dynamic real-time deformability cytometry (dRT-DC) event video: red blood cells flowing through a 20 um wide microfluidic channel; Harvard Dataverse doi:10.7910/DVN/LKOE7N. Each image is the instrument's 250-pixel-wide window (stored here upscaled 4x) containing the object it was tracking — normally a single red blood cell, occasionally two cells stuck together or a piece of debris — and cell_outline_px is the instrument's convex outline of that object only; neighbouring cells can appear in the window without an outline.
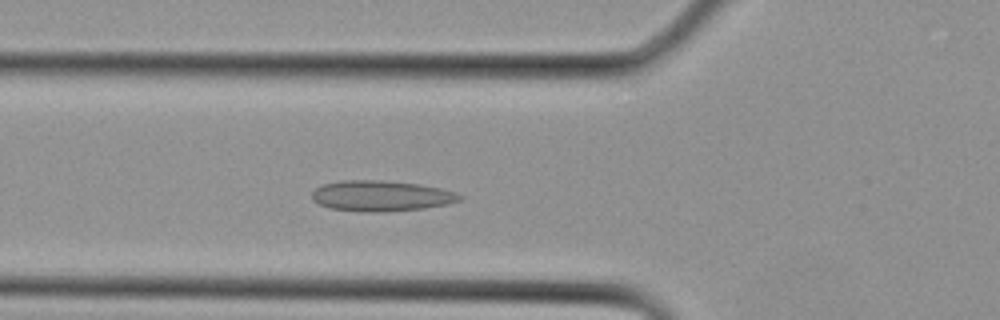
{"species": "Egyptian fruit bat (a non-hibernating species)", "species_latin": "Rousettus aegyptiacus", "temperature_condition": "cold", "stored_images_in_passage": 28, "camera_frame_rate_fps": 3000, "um_per_image_px": 0.085, "animal": {"sex": "female"}, "frame": {"image": 1, "passage_image": 9, "time_ms": 2.667, "image_size_px": [1000, 320], "cell_outline_px": [[464, 196], [460, 200], [448, 204], [424, 208], [380, 212], [368, 212], [328, 208], [312, 200], [312, 192], [320, 184], [340, 180], [384, 180], [420, 184], [440, 188], [456, 192]], "centroid_in_image_um": [32.38, 16.64], "position_along_channel_um": 93.4, "area_um2": 26.59}}
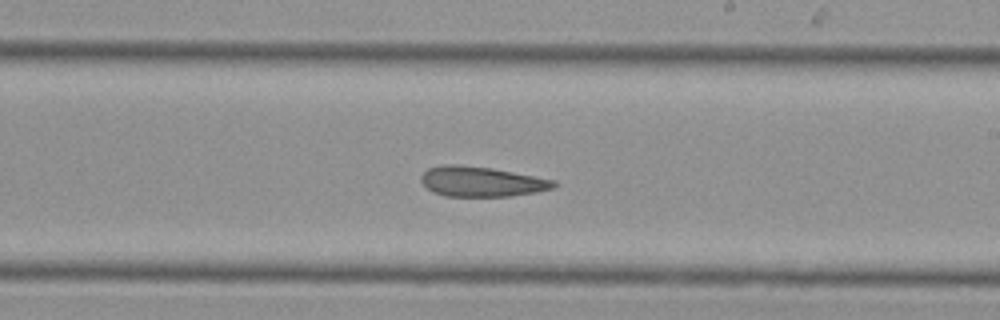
{"frame": {"image": 2, "passage_image": 16, "time_ms": 5.0, "image_size_px": [1000, 320], "cell_outline_px": [[556, 184], [552, 188], [536, 192], [512, 196], [444, 196], [432, 192], [420, 180], [420, 176], [428, 168], [444, 164], [460, 164], [492, 168], [556, 180]], "centroid_in_image_um": [40.9, 15.43], "position_along_channel_um": 248.1, "area_um2": 23.29}}
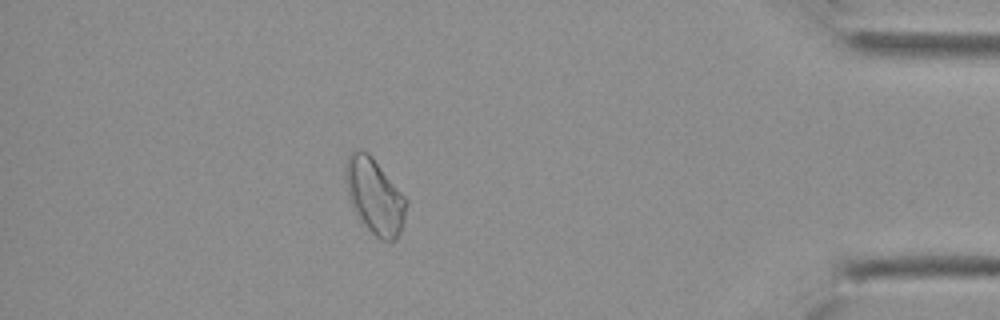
{"frame": {"image": 3, "passage_image": 25, "time_ms": 8.0, "image_size_px": [1000, 320], "cell_outline_px": [[408, 204], [404, 220], [400, 232], [396, 240], [392, 244], [380, 240], [364, 224], [356, 212], [348, 196], [344, 176], [344, 164], [348, 156], [356, 148], [360, 148], [368, 152], [372, 156], [408, 200]], "centroid_in_image_um": [31.85, 16.66], "position_along_channel_um": 403.4, "area_um2": 26.93}}